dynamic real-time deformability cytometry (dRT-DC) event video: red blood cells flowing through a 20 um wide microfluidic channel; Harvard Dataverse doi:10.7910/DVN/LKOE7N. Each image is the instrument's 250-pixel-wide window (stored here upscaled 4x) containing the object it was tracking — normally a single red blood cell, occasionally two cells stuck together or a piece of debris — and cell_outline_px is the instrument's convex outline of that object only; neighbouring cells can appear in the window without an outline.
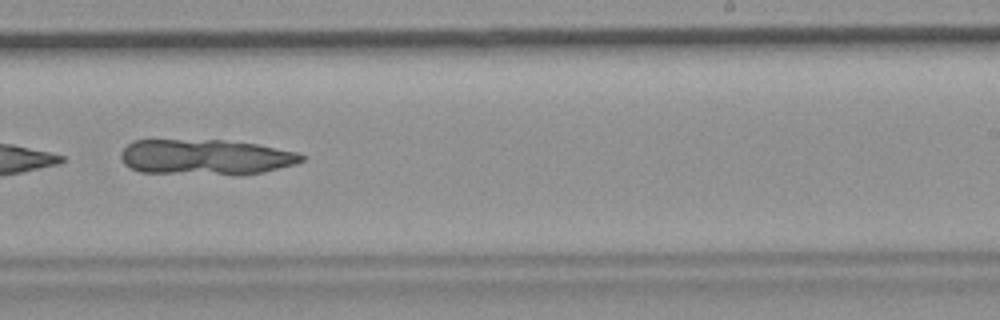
{"species": "common noctule bat (a hibernating species)", "species_latin": "Nyctalus noctula", "temperature_condition": "room temperature", "stored_images_in_passage": 9, "camera_frame_rate_fps": 3000, "um_per_image_px": 0.085, "animal": {"sex": "female", "body_mass_g": 19.9}, "frame": {"image": 1, "passage_image": 8, "time_ms": 8.333, "image_size_px": [1000, 320], "cell_outline_px": [[304, 160], [296, 164], [264, 172], [244, 176], [236, 176], [140, 172], [128, 168], [124, 164], [120, 156], [120, 152], [132, 140], [220, 140], [256, 144], [296, 152], [304, 156]], "centroid_in_image_um": [17.46, 13.38], "position_along_channel_um": 271.5, "area_um2": 38.09}}